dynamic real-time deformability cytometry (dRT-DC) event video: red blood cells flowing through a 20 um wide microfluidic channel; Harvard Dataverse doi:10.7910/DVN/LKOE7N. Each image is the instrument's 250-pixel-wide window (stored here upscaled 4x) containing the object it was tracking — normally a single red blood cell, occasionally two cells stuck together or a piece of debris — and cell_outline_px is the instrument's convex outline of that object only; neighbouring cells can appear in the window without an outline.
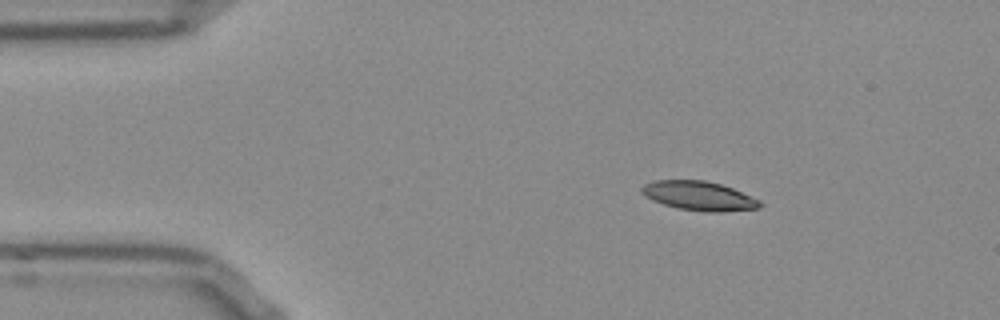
{"species": "Egyptian fruit bat (a non-hibernating species)", "species_latin": "Rousettus aegyptiacus", "temperature_condition": "room temperature", "stored_images_in_passage": 46, "camera_frame_rate_fps": 3000, "um_per_image_px": 0.085, "frame": {"image": 1, "passage_image": 1, "time_ms": 0.0, "image_size_px": [1000, 320], "cell_outline_px": [[764, 204], [760, 208], [720, 212], [704, 212], [680, 208], [664, 204], [640, 192], [640, 188], [644, 184], [656, 180], [704, 180], [720, 184], [732, 188], [760, 200]], "centroid_in_image_um": [59.46, 16.65], "position_along_channel_um": 25.5, "area_um2": 19.88}}
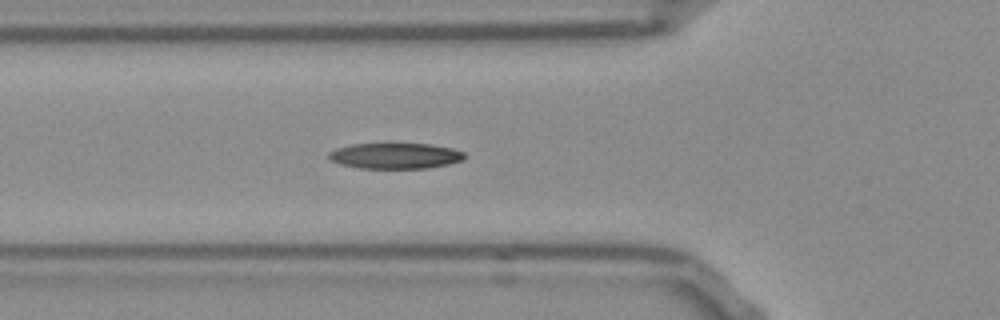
{"frame": {"image": 2, "passage_image": 11, "time_ms": 3.333, "image_size_px": [1000, 320], "cell_outline_px": [[468, 156], [464, 160], [448, 164], [428, 168], [360, 168], [340, 164], [332, 160], [328, 156], [328, 152], [336, 148], [352, 144], [428, 144], [452, 148], [464, 152]], "centroid_in_image_um": [33.63, 13.25], "position_along_channel_um": 92.2, "area_um2": 20.35}}
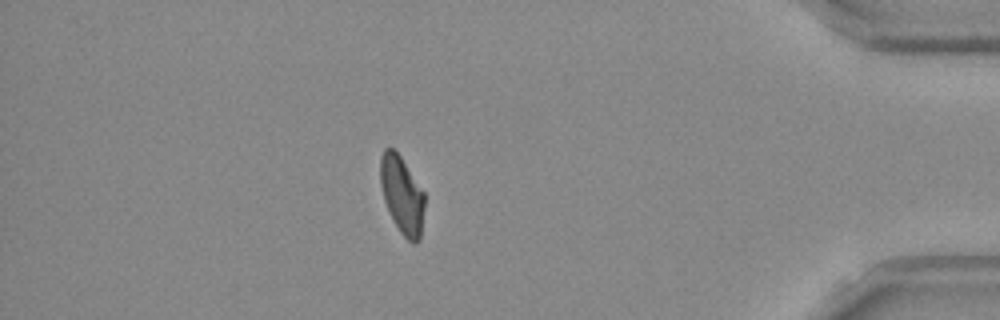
{"frame": {"image": 3, "passage_image": 39, "time_ms": 12.667, "image_size_px": [1000, 320], "cell_outline_px": [[424, 208], [420, 240], [416, 244], [412, 244], [400, 232], [384, 200], [380, 184], [380, 156], [384, 148], [392, 148], [400, 156], [424, 192]], "centroid_in_image_um": [34.17, 16.57], "position_along_channel_um": 401.0, "area_um2": 19.77}, "authors_computed_cell_mechanics": {"area_um2": 20.4612, "velocity_mm_per_s": 3.7851, "shape_relaxation_time_tau1_ms": 5.4778, "shape_relaxation_time_tau2_ms": 2.4015, "deformation_change_tau1": 0.1723, "deformation_change_tau2": 0.092}}